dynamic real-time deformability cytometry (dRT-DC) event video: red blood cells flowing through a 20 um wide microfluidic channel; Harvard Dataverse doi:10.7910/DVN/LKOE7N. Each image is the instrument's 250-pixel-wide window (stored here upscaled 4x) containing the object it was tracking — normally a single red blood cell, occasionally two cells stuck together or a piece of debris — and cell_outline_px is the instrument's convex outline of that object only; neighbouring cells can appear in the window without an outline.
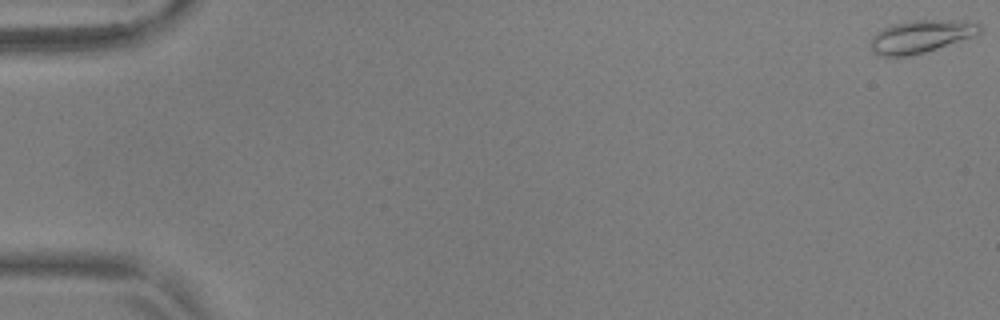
{"species": "common noctule bat (a hibernating species)", "species_latin": "Nyctalus noctula", "temperature_condition": "warm", "stored_images_in_passage": 11, "camera_frame_rate_fps": 3000, "um_per_image_px": 0.085, "animal": {"sex": "male", "body_mass_g": 17.9, "forearm_length_mm": 54.2}, "frame": {"image": 1, "passage_image": 1, "time_ms": 0.0, "image_size_px": [1000, 320], "cell_outline_px": [[984, 28], [980, 32], [972, 36], [924, 52], [908, 56], [880, 56], [872, 52], [872, 36], [876, 32], [892, 24], [912, 20], [964, 20], [980, 24]], "centroid_in_image_um": [78.27, 3.08], "position_along_channel_um": 6.7, "area_um2": 20.58}}